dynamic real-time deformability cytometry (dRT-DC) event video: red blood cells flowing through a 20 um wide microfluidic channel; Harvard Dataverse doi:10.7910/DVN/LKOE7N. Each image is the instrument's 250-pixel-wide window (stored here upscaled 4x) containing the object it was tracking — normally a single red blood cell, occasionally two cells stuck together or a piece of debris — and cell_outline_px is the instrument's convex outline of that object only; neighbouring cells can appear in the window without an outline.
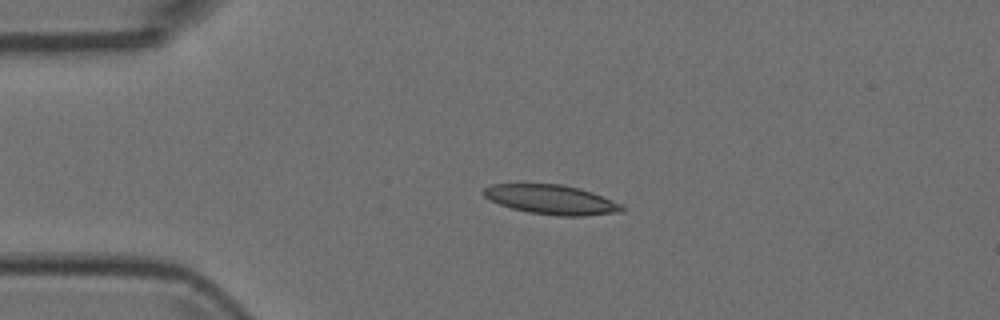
{"species": "Egyptian fruit bat (a non-hibernating species)", "species_latin": "Rousettus aegyptiacus", "temperature_condition": "room temperature", "stored_images_in_passage": 4, "camera_frame_rate_fps": 3000, "um_per_image_px": 0.085, "animal": {"sex": "female"}, "frame": {"image": 1, "passage_image": 2, "time_ms": 0.333, "image_size_px": [1000, 320], "cell_outline_px": [[624, 212], [584, 216], [560, 216], [528, 212], [512, 208], [488, 200], [480, 192], [484, 188], [492, 184], [560, 184], [580, 188], [592, 192], [624, 204]], "centroid_in_image_um": [46.89, 16.97], "position_along_channel_um": 38.1, "area_um2": 23.99}}
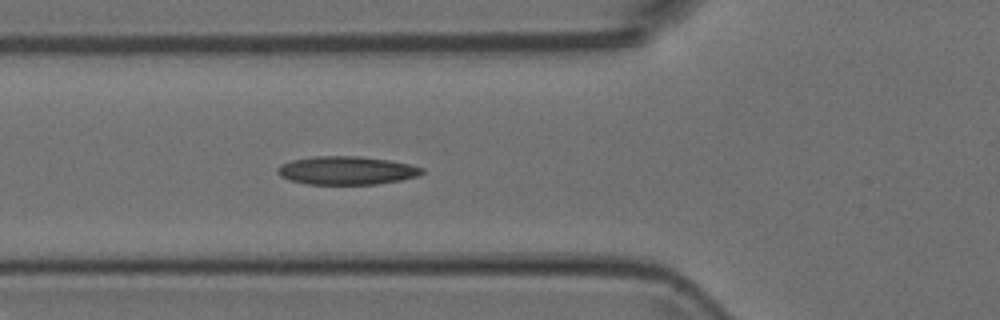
{"frame": {"image": 2, "passage_image": 4, "time_ms": 1.0, "image_size_px": [1000, 320], "cell_outline_px": [[424, 172], [420, 176], [400, 180], [376, 184], [308, 184], [292, 180], [280, 176], [276, 172], [276, 168], [280, 164], [292, 160], [316, 156], [360, 156], [388, 160], [408, 164], [424, 168]], "centroid_in_image_um": [29.46, 14.49], "position_along_channel_um": 96.3, "area_um2": 23.81}}